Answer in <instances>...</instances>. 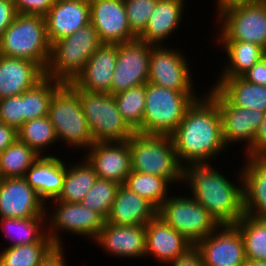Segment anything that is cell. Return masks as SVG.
I'll list each match as a JSON object with an SVG mask.
<instances>
[{"mask_svg":"<svg viewBox=\"0 0 266 266\" xmlns=\"http://www.w3.org/2000/svg\"><path fill=\"white\" fill-rule=\"evenodd\" d=\"M48 116L58 141L69 145L68 149L71 147L87 150L94 143L79 100V89L70 83H63L54 93Z\"/></svg>","mask_w":266,"mask_h":266,"instance_id":"7","label":"cell"},{"mask_svg":"<svg viewBox=\"0 0 266 266\" xmlns=\"http://www.w3.org/2000/svg\"><path fill=\"white\" fill-rule=\"evenodd\" d=\"M210 89L207 94L219 108L222 135L226 146L244 142V145L246 144L244 156H253V138L264 119L265 112L232 105L215 87L211 86Z\"/></svg>","mask_w":266,"mask_h":266,"instance_id":"12","label":"cell"},{"mask_svg":"<svg viewBox=\"0 0 266 266\" xmlns=\"http://www.w3.org/2000/svg\"><path fill=\"white\" fill-rule=\"evenodd\" d=\"M151 45L148 82L179 92H194L191 66L179 49Z\"/></svg>","mask_w":266,"mask_h":266,"instance_id":"13","label":"cell"},{"mask_svg":"<svg viewBox=\"0 0 266 266\" xmlns=\"http://www.w3.org/2000/svg\"><path fill=\"white\" fill-rule=\"evenodd\" d=\"M64 159L57 156H40L26 171L24 178L44 201L56 199L61 193L66 175Z\"/></svg>","mask_w":266,"mask_h":266,"instance_id":"25","label":"cell"},{"mask_svg":"<svg viewBox=\"0 0 266 266\" xmlns=\"http://www.w3.org/2000/svg\"><path fill=\"white\" fill-rule=\"evenodd\" d=\"M18 139L26 143L39 156H55L52 154L44 155L48 147L53 146V143L59 142L53 124L49 116L39 117L26 121L17 130ZM44 150V151H43Z\"/></svg>","mask_w":266,"mask_h":266,"instance_id":"32","label":"cell"},{"mask_svg":"<svg viewBox=\"0 0 266 266\" xmlns=\"http://www.w3.org/2000/svg\"><path fill=\"white\" fill-rule=\"evenodd\" d=\"M146 84L114 94V99L123 120L136 132L143 123L146 100Z\"/></svg>","mask_w":266,"mask_h":266,"instance_id":"38","label":"cell"},{"mask_svg":"<svg viewBox=\"0 0 266 266\" xmlns=\"http://www.w3.org/2000/svg\"><path fill=\"white\" fill-rule=\"evenodd\" d=\"M145 228V256H152L156 261L166 263L167 266L194 246L158 214L145 225Z\"/></svg>","mask_w":266,"mask_h":266,"instance_id":"21","label":"cell"},{"mask_svg":"<svg viewBox=\"0 0 266 266\" xmlns=\"http://www.w3.org/2000/svg\"><path fill=\"white\" fill-rule=\"evenodd\" d=\"M46 217L0 218V227L7 239L6 247L36 242H53L47 235Z\"/></svg>","mask_w":266,"mask_h":266,"instance_id":"30","label":"cell"},{"mask_svg":"<svg viewBox=\"0 0 266 266\" xmlns=\"http://www.w3.org/2000/svg\"><path fill=\"white\" fill-rule=\"evenodd\" d=\"M101 44L98 33L91 23L72 35L55 41L51 44V55L45 76L62 83H71Z\"/></svg>","mask_w":266,"mask_h":266,"instance_id":"6","label":"cell"},{"mask_svg":"<svg viewBox=\"0 0 266 266\" xmlns=\"http://www.w3.org/2000/svg\"><path fill=\"white\" fill-rule=\"evenodd\" d=\"M241 77L248 82L266 86V55Z\"/></svg>","mask_w":266,"mask_h":266,"instance_id":"43","label":"cell"},{"mask_svg":"<svg viewBox=\"0 0 266 266\" xmlns=\"http://www.w3.org/2000/svg\"><path fill=\"white\" fill-rule=\"evenodd\" d=\"M195 93L174 91L147 82L143 123L136 132L170 136L182 121L187 108L200 97Z\"/></svg>","mask_w":266,"mask_h":266,"instance_id":"4","label":"cell"},{"mask_svg":"<svg viewBox=\"0 0 266 266\" xmlns=\"http://www.w3.org/2000/svg\"><path fill=\"white\" fill-rule=\"evenodd\" d=\"M186 5L185 0H157L155 10L138 39L151 45H163L181 26Z\"/></svg>","mask_w":266,"mask_h":266,"instance_id":"27","label":"cell"},{"mask_svg":"<svg viewBox=\"0 0 266 266\" xmlns=\"http://www.w3.org/2000/svg\"><path fill=\"white\" fill-rule=\"evenodd\" d=\"M17 14L13 0H0V38Z\"/></svg>","mask_w":266,"mask_h":266,"instance_id":"44","label":"cell"},{"mask_svg":"<svg viewBox=\"0 0 266 266\" xmlns=\"http://www.w3.org/2000/svg\"><path fill=\"white\" fill-rule=\"evenodd\" d=\"M62 82L45 76L35 86L23 93L24 123L48 116L50 102Z\"/></svg>","mask_w":266,"mask_h":266,"instance_id":"33","label":"cell"},{"mask_svg":"<svg viewBox=\"0 0 266 266\" xmlns=\"http://www.w3.org/2000/svg\"><path fill=\"white\" fill-rule=\"evenodd\" d=\"M50 43L72 35L90 23L88 0H55L45 15Z\"/></svg>","mask_w":266,"mask_h":266,"instance_id":"22","label":"cell"},{"mask_svg":"<svg viewBox=\"0 0 266 266\" xmlns=\"http://www.w3.org/2000/svg\"><path fill=\"white\" fill-rule=\"evenodd\" d=\"M261 0H217L215 4L216 6V11H217V16L221 15L224 11L234 8L236 6H241L245 4H251L255 3Z\"/></svg>","mask_w":266,"mask_h":266,"instance_id":"49","label":"cell"},{"mask_svg":"<svg viewBox=\"0 0 266 266\" xmlns=\"http://www.w3.org/2000/svg\"><path fill=\"white\" fill-rule=\"evenodd\" d=\"M84 160H80L77 164H66L63 187L56 200L81 203L95 184L98 176L88 161Z\"/></svg>","mask_w":266,"mask_h":266,"instance_id":"31","label":"cell"},{"mask_svg":"<svg viewBox=\"0 0 266 266\" xmlns=\"http://www.w3.org/2000/svg\"><path fill=\"white\" fill-rule=\"evenodd\" d=\"M64 247H56L39 266H67Z\"/></svg>","mask_w":266,"mask_h":266,"instance_id":"48","label":"cell"},{"mask_svg":"<svg viewBox=\"0 0 266 266\" xmlns=\"http://www.w3.org/2000/svg\"><path fill=\"white\" fill-rule=\"evenodd\" d=\"M107 255L125 258H145V225L117 226L107 223L94 240Z\"/></svg>","mask_w":266,"mask_h":266,"instance_id":"20","label":"cell"},{"mask_svg":"<svg viewBox=\"0 0 266 266\" xmlns=\"http://www.w3.org/2000/svg\"><path fill=\"white\" fill-rule=\"evenodd\" d=\"M217 23L215 41L250 42L266 50V0L230 8L218 16Z\"/></svg>","mask_w":266,"mask_h":266,"instance_id":"11","label":"cell"},{"mask_svg":"<svg viewBox=\"0 0 266 266\" xmlns=\"http://www.w3.org/2000/svg\"><path fill=\"white\" fill-rule=\"evenodd\" d=\"M4 248L0 266H39L56 246L53 242H36Z\"/></svg>","mask_w":266,"mask_h":266,"instance_id":"36","label":"cell"},{"mask_svg":"<svg viewBox=\"0 0 266 266\" xmlns=\"http://www.w3.org/2000/svg\"><path fill=\"white\" fill-rule=\"evenodd\" d=\"M202 95L187 108L182 121L170 135L181 165L212 161L227 151L219 108L207 91Z\"/></svg>","mask_w":266,"mask_h":266,"instance_id":"1","label":"cell"},{"mask_svg":"<svg viewBox=\"0 0 266 266\" xmlns=\"http://www.w3.org/2000/svg\"><path fill=\"white\" fill-rule=\"evenodd\" d=\"M90 23L100 41L121 44L137 39L131 32L123 0H90Z\"/></svg>","mask_w":266,"mask_h":266,"instance_id":"18","label":"cell"},{"mask_svg":"<svg viewBox=\"0 0 266 266\" xmlns=\"http://www.w3.org/2000/svg\"><path fill=\"white\" fill-rule=\"evenodd\" d=\"M0 122L16 130L24 124L23 93L0 99Z\"/></svg>","mask_w":266,"mask_h":266,"instance_id":"41","label":"cell"},{"mask_svg":"<svg viewBox=\"0 0 266 266\" xmlns=\"http://www.w3.org/2000/svg\"><path fill=\"white\" fill-rule=\"evenodd\" d=\"M127 141L133 171L161 176L171 184H181L182 165L171 136L135 132Z\"/></svg>","mask_w":266,"mask_h":266,"instance_id":"5","label":"cell"},{"mask_svg":"<svg viewBox=\"0 0 266 266\" xmlns=\"http://www.w3.org/2000/svg\"><path fill=\"white\" fill-rule=\"evenodd\" d=\"M39 155L18 138L0 153V178L24 177Z\"/></svg>","mask_w":266,"mask_h":266,"instance_id":"34","label":"cell"},{"mask_svg":"<svg viewBox=\"0 0 266 266\" xmlns=\"http://www.w3.org/2000/svg\"><path fill=\"white\" fill-rule=\"evenodd\" d=\"M204 266H244L246 262L243 238L234 225H221L199 241Z\"/></svg>","mask_w":266,"mask_h":266,"instance_id":"15","label":"cell"},{"mask_svg":"<svg viewBox=\"0 0 266 266\" xmlns=\"http://www.w3.org/2000/svg\"><path fill=\"white\" fill-rule=\"evenodd\" d=\"M84 153L98 178L124 185L132 171L128 141L94 142Z\"/></svg>","mask_w":266,"mask_h":266,"instance_id":"17","label":"cell"},{"mask_svg":"<svg viewBox=\"0 0 266 266\" xmlns=\"http://www.w3.org/2000/svg\"><path fill=\"white\" fill-rule=\"evenodd\" d=\"M44 77L36 62L0 55V99L22 94Z\"/></svg>","mask_w":266,"mask_h":266,"instance_id":"24","label":"cell"},{"mask_svg":"<svg viewBox=\"0 0 266 266\" xmlns=\"http://www.w3.org/2000/svg\"><path fill=\"white\" fill-rule=\"evenodd\" d=\"M168 264L169 266H204L200 251L195 246Z\"/></svg>","mask_w":266,"mask_h":266,"instance_id":"45","label":"cell"},{"mask_svg":"<svg viewBox=\"0 0 266 266\" xmlns=\"http://www.w3.org/2000/svg\"><path fill=\"white\" fill-rule=\"evenodd\" d=\"M0 55L36 62L45 71L51 55L45 16L18 13L0 38Z\"/></svg>","mask_w":266,"mask_h":266,"instance_id":"3","label":"cell"},{"mask_svg":"<svg viewBox=\"0 0 266 266\" xmlns=\"http://www.w3.org/2000/svg\"><path fill=\"white\" fill-rule=\"evenodd\" d=\"M131 32L138 38L145 30L157 0H123Z\"/></svg>","mask_w":266,"mask_h":266,"instance_id":"40","label":"cell"},{"mask_svg":"<svg viewBox=\"0 0 266 266\" xmlns=\"http://www.w3.org/2000/svg\"><path fill=\"white\" fill-rule=\"evenodd\" d=\"M240 168L245 215L266 219V156H246Z\"/></svg>","mask_w":266,"mask_h":266,"instance_id":"23","label":"cell"},{"mask_svg":"<svg viewBox=\"0 0 266 266\" xmlns=\"http://www.w3.org/2000/svg\"><path fill=\"white\" fill-rule=\"evenodd\" d=\"M119 184L110 180L97 178L95 184L83 198L81 204L108 217L116 198Z\"/></svg>","mask_w":266,"mask_h":266,"instance_id":"39","label":"cell"},{"mask_svg":"<svg viewBox=\"0 0 266 266\" xmlns=\"http://www.w3.org/2000/svg\"><path fill=\"white\" fill-rule=\"evenodd\" d=\"M17 138V130L14 127L0 122V153L7 149Z\"/></svg>","mask_w":266,"mask_h":266,"instance_id":"47","label":"cell"},{"mask_svg":"<svg viewBox=\"0 0 266 266\" xmlns=\"http://www.w3.org/2000/svg\"><path fill=\"white\" fill-rule=\"evenodd\" d=\"M234 226L243 238L246 260L266 261V219L244 215Z\"/></svg>","mask_w":266,"mask_h":266,"instance_id":"37","label":"cell"},{"mask_svg":"<svg viewBox=\"0 0 266 266\" xmlns=\"http://www.w3.org/2000/svg\"><path fill=\"white\" fill-rule=\"evenodd\" d=\"M172 185L167 179L161 176L144 174L131 171L127 176L124 186L130 191L135 192L139 196L148 200L157 209L169 197V188Z\"/></svg>","mask_w":266,"mask_h":266,"instance_id":"35","label":"cell"},{"mask_svg":"<svg viewBox=\"0 0 266 266\" xmlns=\"http://www.w3.org/2000/svg\"><path fill=\"white\" fill-rule=\"evenodd\" d=\"M215 87L232 105L266 112V86L242 77L218 78Z\"/></svg>","mask_w":266,"mask_h":266,"instance_id":"28","label":"cell"},{"mask_svg":"<svg viewBox=\"0 0 266 266\" xmlns=\"http://www.w3.org/2000/svg\"><path fill=\"white\" fill-rule=\"evenodd\" d=\"M244 266H266V261L246 260Z\"/></svg>","mask_w":266,"mask_h":266,"instance_id":"50","label":"cell"},{"mask_svg":"<svg viewBox=\"0 0 266 266\" xmlns=\"http://www.w3.org/2000/svg\"><path fill=\"white\" fill-rule=\"evenodd\" d=\"M50 202H52L53 207L52 213L51 211L49 212L47 207L45 212L46 218H48L46 219V222H48L46 223L47 235L56 247H64L61 233L66 232L69 234L71 232V236L74 234L91 238L94 241L106 224V218L102 214L85 207L81 203H71L56 199Z\"/></svg>","mask_w":266,"mask_h":266,"instance_id":"9","label":"cell"},{"mask_svg":"<svg viewBox=\"0 0 266 266\" xmlns=\"http://www.w3.org/2000/svg\"><path fill=\"white\" fill-rule=\"evenodd\" d=\"M79 100L94 142L127 141L135 133L123 120L112 94L79 89Z\"/></svg>","mask_w":266,"mask_h":266,"instance_id":"8","label":"cell"},{"mask_svg":"<svg viewBox=\"0 0 266 266\" xmlns=\"http://www.w3.org/2000/svg\"><path fill=\"white\" fill-rule=\"evenodd\" d=\"M253 156H266V112L253 138Z\"/></svg>","mask_w":266,"mask_h":266,"instance_id":"46","label":"cell"},{"mask_svg":"<svg viewBox=\"0 0 266 266\" xmlns=\"http://www.w3.org/2000/svg\"><path fill=\"white\" fill-rule=\"evenodd\" d=\"M158 215L194 246L220 226L190 194L169 196L158 209Z\"/></svg>","mask_w":266,"mask_h":266,"instance_id":"10","label":"cell"},{"mask_svg":"<svg viewBox=\"0 0 266 266\" xmlns=\"http://www.w3.org/2000/svg\"><path fill=\"white\" fill-rule=\"evenodd\" d=\"M17 13L45 16L55 0H13Z\"/></svg>","mask_w":266,"mask_h":266,"instance_id":"42","label":"cell"},{"mask_svg":"<svg viewBox=\"0 0 266 266\" xmlns=\"http://www.w3.org/2000/svg\"><path fill=\"white\" fill-rule=\"evenodd\" d=\"M211 165L210 161L188 162L182 165L181 182L189 186L191 197L197 200L220 226L235 225L245 215L241 171L238 169L239 179L235 184Z\"/></svg>","mask_w":266,"mask_h":266,"instance_id":"2","label":"cell"},{"mask_svg":"<svg viewBox=\"0 0 266 266\" xmlns=\"http://www.w3.org/2000/svg\"><path fill=\"white\" fill-rule=\"evenodd\" d=\"M24 177L0 179V218L46 217V206Z\"/></svg>","mask_w":266,"mask_h":266,"instance_id":"16","label":"cell"},{"mask_svg":"<svg viewBox=\"0 0 266 266\" xmlns=\"http://www.w3.org/2000/svg\"><path fill=\"white\" fill-rule=\"evenodd\" d=\"M225 49L228 62L224 63V69L219 78L241 77L256 62L266 55V50L261 46L244 41H216Z\"/></svg>","mask_w":266,"mask_h":266,"instance_id":"29","label":"cell"},{"mask_svg":"<svg viewBox=\"0 0 266 266\" xmlns=\"http://www.w3.org/2000/svg\"><path fill=\"white\" fill-rule=\"evenodd\" d=\"M116 61L117 44L102 43L70 84L76 89L111 94Z\"/></svg>","mask_w":266,"mask_h":266,"instance_id":"19","label":"cell"},{"mask_svg":"<svg viewBox=\"0 0 266 266\" xmlns=\"http://www.w3.org/2000/svg\"><path fill=\"white\" fill-rule=\"evenodd\" d=\"M158 209L145 198L120 185L106 222L117 226L146 225Z\"/></svg>","mask_w":266,"mask_h":266,"instance_id":"26","label":"cell"},{"mask_svg":"<svg viewBox=\"0 0 266 266\" xmlns=\"http://www.w3.org/2000/svg\"><path fill=\"white\" fill-rule=\"evenodd\" d=\"M150 55L151 44L138 38L117 44V61L111 83L112 95L148 82Z\"/></svg>","mask_w":266,"mask_h":266,"instance_id":"14","label":"cell"}]
</instances>
